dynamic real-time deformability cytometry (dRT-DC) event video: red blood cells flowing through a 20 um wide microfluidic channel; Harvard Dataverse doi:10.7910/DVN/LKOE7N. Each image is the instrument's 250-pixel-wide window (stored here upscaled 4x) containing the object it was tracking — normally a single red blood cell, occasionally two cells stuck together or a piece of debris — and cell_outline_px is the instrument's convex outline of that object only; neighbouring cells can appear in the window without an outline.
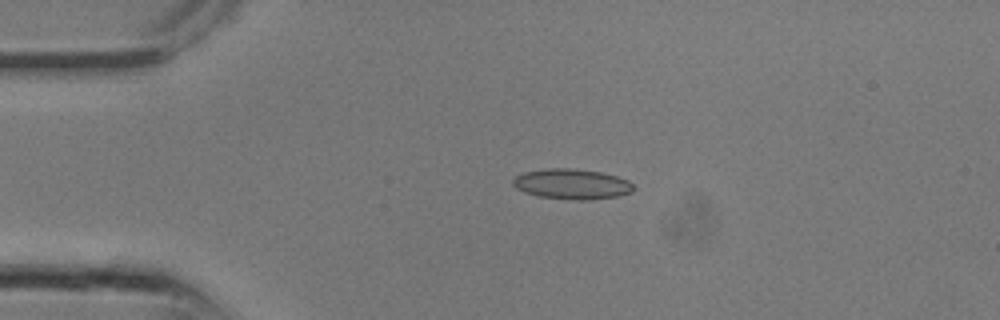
{"species": "common noctule bat (a hibernating species)", "species_latin": "Nyctalus noctula", "temperature_condition": "room temperature", "stored_images_in_passage": 7, "camera_frame_rate_fps": 3000, "um_per_image_px": 0.085, "animal": {"sex": "male", "body_mass_g": 13.3}, "frame": {"image": 1, "passage_image": 5, "time_ms": 1.333, "image_size_px": [1000, 320], "cell_outline_px": [[636, 188], [632, 192], [620, 196], [588, 200], [576, 200], [540, 196], [524, 192], [516, 188], [512, 184], [512, 180], [516, 176], [524, 172], [548, 168], [572, 168], [600, 172], [616, 176], [628, 180]], "centroid_in_image_um": [48.63, 15.64], "position_along_channel_um": 36.4, "area_um2": 21.33}}